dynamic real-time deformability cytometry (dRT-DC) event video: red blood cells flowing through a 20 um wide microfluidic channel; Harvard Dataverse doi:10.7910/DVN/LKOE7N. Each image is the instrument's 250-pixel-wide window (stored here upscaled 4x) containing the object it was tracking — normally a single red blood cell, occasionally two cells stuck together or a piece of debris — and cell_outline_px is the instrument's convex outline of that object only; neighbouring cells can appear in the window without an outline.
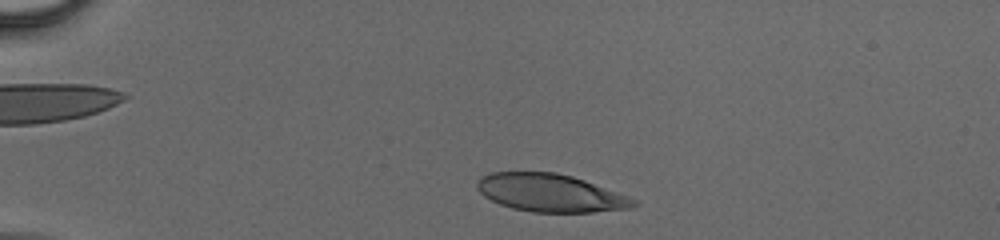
{"species": "human", "species_latin": "Homo sapiens", "temperature_condition": "cold", "stored_images_in_passage": 39, "camera_frame_rate_fps": 3000, "um_per_image_px": 0.085, "donor": {"sex": "male"}, "frame": {"image": 1, "passage_image": 4, "time_ms": 1.0, "image_size_px": [1000, 240], "cell_outline_px": [[640, 204], [628, 208], [592, 212], [532, 212], [512, 208], [500, 204], [484, 196], [476, 188], [476, 184], [480, 176], [492, 172], [556, 172], [572, 176], [584, 180], [628, 196], [636, 200]], "centroid_in_image_um": [46.76, 16.39], "position_along_channel_um": 38.2, "area_um2": 34.39}}
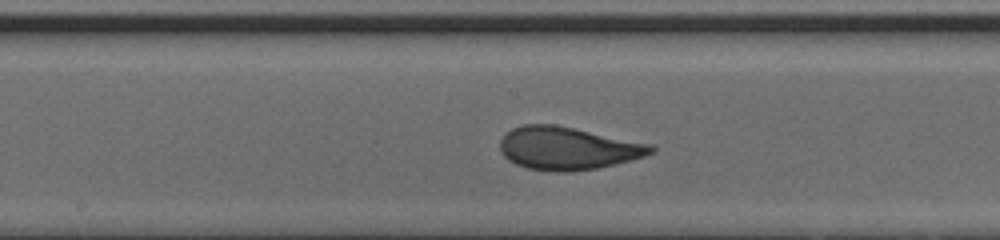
{"frame": {"image": 2, "passage_image": 19, "time_ms": 6.0, "image_size_px": [1000, 240], "cell_outline_px": [[656, 148], [652, 152], [644, 156], [596, 168], [572, 172], [556, 172], [528, 168], [516, 164], [508, 160], [500, 152], [500, 140], [504, 132], [512, 128], [524, 124], [556, 124], [652, 144]], "centroid_in_image_um": [48.2, 12.59], "position_along_channel_um": 200.0, "area_um2": 37.74}}
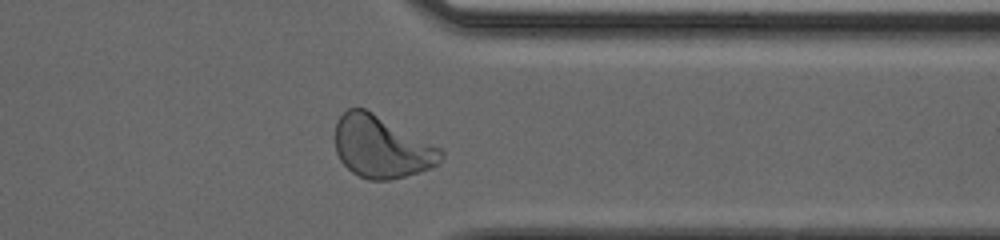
{"frame": {"image": 3, "passage_image": 31, "time_ms": 10.0, "image_size_px": [1000, 240], "cell_outline_px": [[444, 156], [440, 164], [432, 168], [420, 172], [388, 180], [368, 180], [352, 172], [340, 160], [336, 152], [336, 120], [348, 108], [364, 108], [372, 112], [440, 148], [444, 152]], "centroid_in_image_um": [32.44, 12.51], "position_along_channel_um": 379.0, "area_um2": 37.97}}